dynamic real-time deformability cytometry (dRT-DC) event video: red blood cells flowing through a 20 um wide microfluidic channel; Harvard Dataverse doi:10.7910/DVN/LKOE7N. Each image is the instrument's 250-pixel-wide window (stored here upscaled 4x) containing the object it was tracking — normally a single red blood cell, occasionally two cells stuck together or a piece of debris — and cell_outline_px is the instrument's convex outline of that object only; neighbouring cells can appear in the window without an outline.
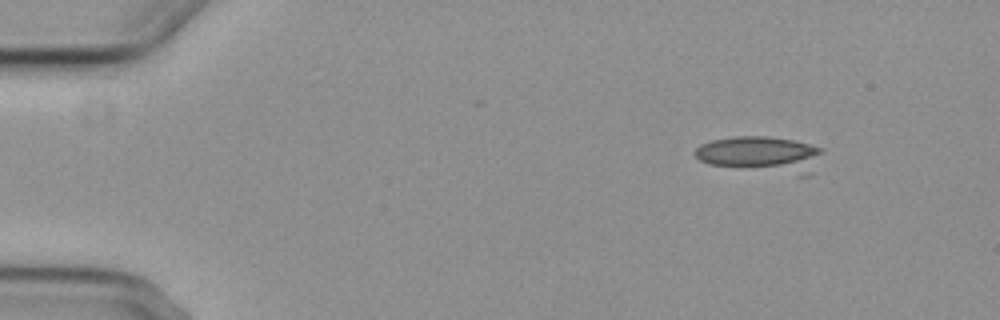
{"species": "common noctule bat (a hibernating species)", "species_latin": "Nyctalus noctula", "temperature_condition": "cold", "stored_images_in_passage": 4, "camera_frame_rate_fps": 3000, "um_per_image_px": 0.085, "animal": {"sex": "female", "body_mass_g": 29.2, "forearm_length_mm": 56.3}, "frame": {"image": 1, "passage_image": 1, "time_ms": 0.0, "image_size_px": [1000, 320], "cell_outline_px": [[824, 152], [808, 176], [796, 176], [712, 164], [700, 160], [696, 156], [696, 148], [700, 144], [712, 140], [736, 136], [764, 136], [792, 140], [824, 148]], "centroid_in_image_um": [64.75, 13.13], "position_along_channel_um": 20.3, "area_um2": 26.82}}
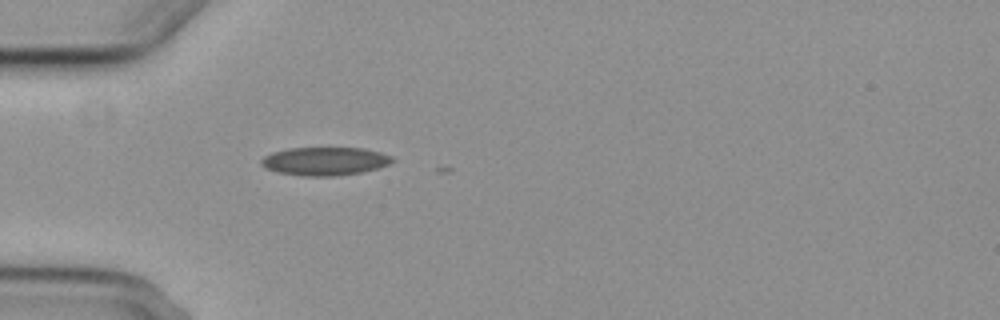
{"frame": {"image": 2, "passage_image": 4, "time_ms": 3.333, "image_size_px": [1000, 320], "cell_outline_px": [[396, 160], [388, 164], [376, 168], [360, 172], [332, 176], [304, 176], [276, 172], [264, 168], [260, 164], [260, 160], [264, 156], [272, 152], [288, 148], [364, 148], [380, 152], [392, 156]], "centroid_in_image_um": [27.57, 13.7], "position_along_channel_um": 57.4, "area_um2": 21.62}}